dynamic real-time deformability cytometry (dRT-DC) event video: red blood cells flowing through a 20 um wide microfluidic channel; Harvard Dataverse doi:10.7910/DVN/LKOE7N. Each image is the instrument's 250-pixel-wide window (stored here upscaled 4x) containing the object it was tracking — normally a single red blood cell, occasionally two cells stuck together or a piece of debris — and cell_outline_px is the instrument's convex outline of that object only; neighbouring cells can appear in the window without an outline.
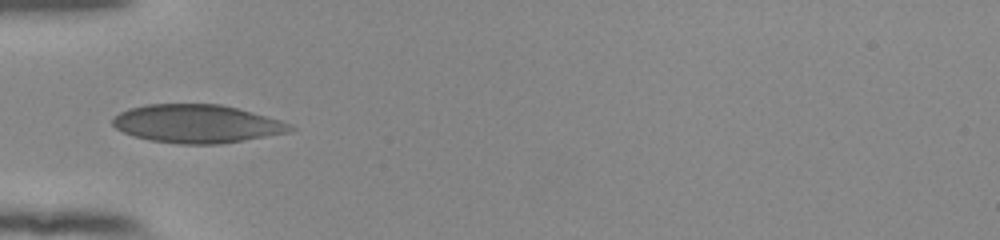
{"species": "human", "species_latin": "Homo sapiens", "temperature_condition": "room temperature", "stored_images_in_passage": 36, "camera_frame_rate_fps": 3000, "um_per_image_px": 0.085, "donor": {"sex": "female"}, "frame": {"image": 1, "passage_image": 1, "time_ms": 0.0, "image_size_px": [1000, 240], "cell_outline_px": [[296, 128], [288, 132], [220, 144], [180, 144], [152, 140], [136, 136], [124, 132], [116, 128], [112, 124], [112, 116], [128, 108], [148, 104], [220, 104], [236, 108], [280, 120], [292, 124]], "centroid_in_image_um": [16.71, 10.51], "position_along_channel_um": 68.3, "area_um2": 39.3}}
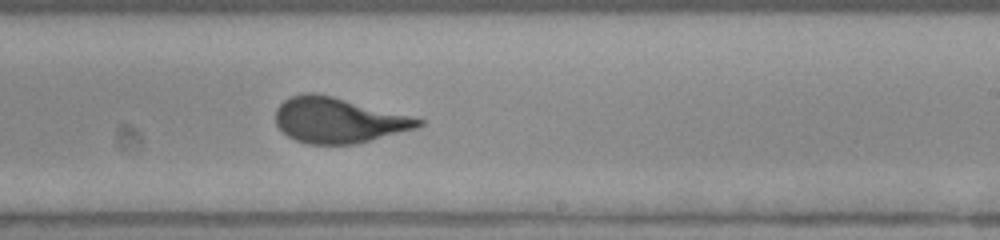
{"frame": {"image": 2, "passage_image": 16, "time_ms": 5.0, "image_size_px": [1000, 240], "cell_outline_px": [[424, 124], [416, 128], [356, 144], [308, 144], [296, 140], [288, 136], [276, 124], [276, 108], [284, 100], [292, 96], [304, 92], [316, 92], [332, 96], [424, 120]], "centroid_in_image_um": [28.71, 10.22], "position_along_channel_um": 260.3, "area_um2": 37.28}}
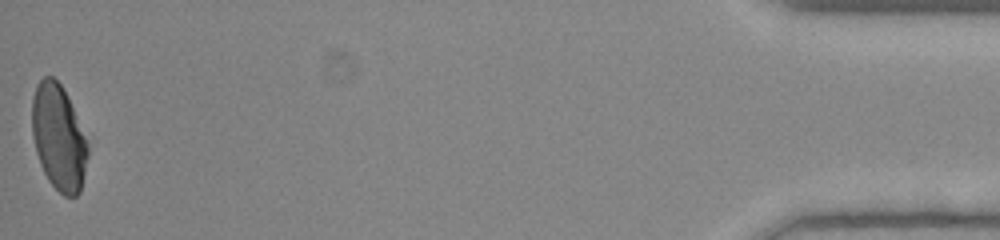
{"frame": {"image": 3, "passage_image": 36, "time_ms": 11.667, "image_size_px": [1000, 240], "cell_outline_px": [[88, 156], [80, 192], [76, 196], [64, 196], [48, 180], [40, 164], [36, 152], [32, 136], [32, 96], [36, 84], [44, 76], [52, 76], [60, 84], [72, 108], [88, 144]], "centroid_in_image_um": [4.95, 11.69], "position_along_channel_um": 430.2, "area_um2": 33.93}, "authors_computed_cell_mechanics": {"area_um2": 38.0324, "velocity_mm_per_s": 3.8665, "shape_relaxation_time_tau1_ms": 6.4593, "shape_relaxation_time_tau2_ms": null, "deformation_change_tau1": 0.1987, "deformation_change_tau2": null}}